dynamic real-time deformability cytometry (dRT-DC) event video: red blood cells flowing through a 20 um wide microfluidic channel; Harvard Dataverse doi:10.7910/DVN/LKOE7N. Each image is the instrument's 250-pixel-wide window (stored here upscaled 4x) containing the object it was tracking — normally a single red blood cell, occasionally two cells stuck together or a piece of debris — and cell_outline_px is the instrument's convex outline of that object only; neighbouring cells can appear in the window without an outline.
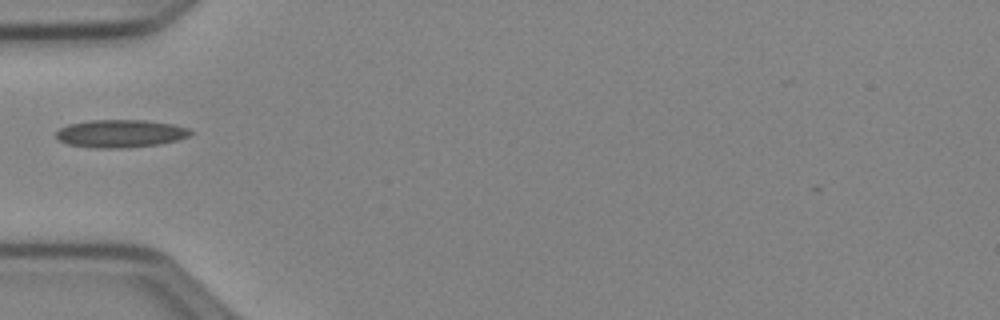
{"species": "Egyptian fruit bat (a non-hibernating species)", "species_latin": "Rousettus aegyptiacus", "temperature_condition": "cold", "stored_images_in_passage": 35, "camera_frame_rate_fps": 3000, "um_per_image_px": 0.085, "animal": {"sex": "female"}, "frame": {"image": 1, "passage_image": 1, "time_ms": 0.0, "image_size_px": [1000, 320], "cell_outline_px": [[192, 132], [188, 136], [176, 140], [160, 144], [124, 148], [92, 148], [68, 144], [60, 140], [56, 136], [56, 132], [60, 128], [68, 124], [92, 120], [144, 120], [172, 124], [188, 128]], "centroid_in_image_um": [10.22, 11.35], "position_along_channel_um": 74.8, "area_um2": 21.68}}
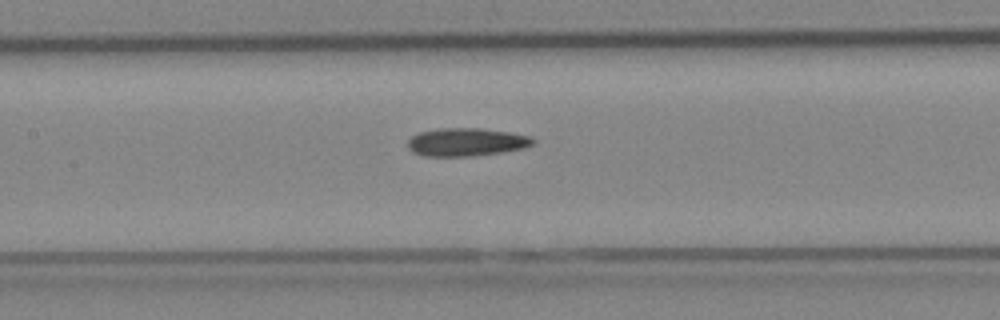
{"frame": {"image": 2, "passage_image": 8, "time_ms": 2.333, "image_size_px": [1000, 320], "cell_outline_px": [[536, 140], [532, 144], [524, 148], [500, 152], [468, 156], [424, 156], [412, 152], [408, 148], [408, 140], [412, 136], [420, 132], [440, 128], [480, 128], [508, 132], [528, 136]], "centroid_in_image_um": [39.6, 12.07], "position_along_channel_um": 167.8, "area_um2": 20.29}}
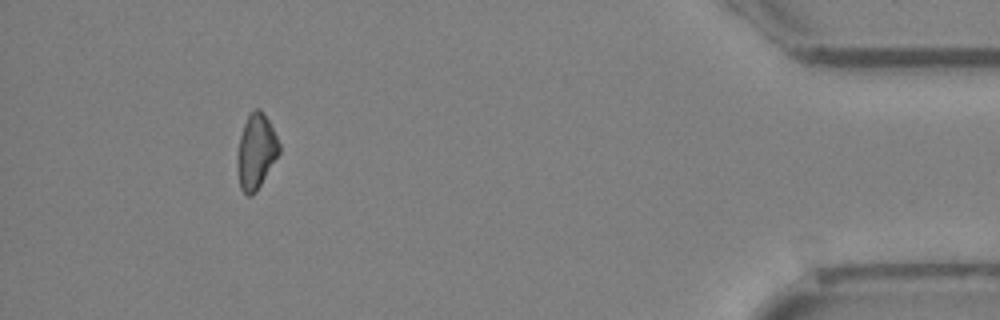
{"frame": {"image": 3, "passage_image": 31, "time_ms": 10.0, "image_size_px": [1000, 320], "cell_outline_px": [[280, 152], [256, 192], [252, 196], [248, 196], [240, 188], [236, 160], [240, 136], [244, 124], [252, 108], [260, 108], [268, 120], [280, 144]], "centroid_in_image_um": [21.75, 12.88], "position_along_channel_um": 413.4, "area_um2": 18.21}}